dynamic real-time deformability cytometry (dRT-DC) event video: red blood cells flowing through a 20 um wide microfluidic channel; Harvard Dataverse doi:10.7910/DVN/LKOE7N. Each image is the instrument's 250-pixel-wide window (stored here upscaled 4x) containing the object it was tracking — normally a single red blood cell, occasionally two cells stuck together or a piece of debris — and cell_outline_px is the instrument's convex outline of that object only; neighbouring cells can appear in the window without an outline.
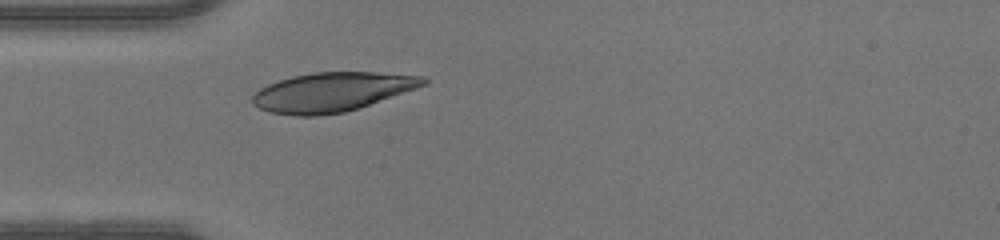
{"species": "human", "species_latin": "Homo sapiens", "temperature_condition": "warm", "stored_images_in_passage": 29, "camera_frame_rate_fps": 3000, "um_per_image_px": 0.085, "donor": {"sex": "male"}, "frame": {"image": 1, "passage_image": 1, "time_ms": 0.0, "image_size_px": [1000, 240], "cell_outline_px": [[428, 84], [360, 108], [344, 112], [316, 116], [296, 116], [268, 112], [252, 104], [252, 96], [260, 88], [268, 84], [292, 76], [312, 72], [376, 72], [424, 76], [428, 80]], "centroid_in_image_um": [28.23, 7.82], "position_along_channel_um": 56.8, "area_um2": 39.19}}
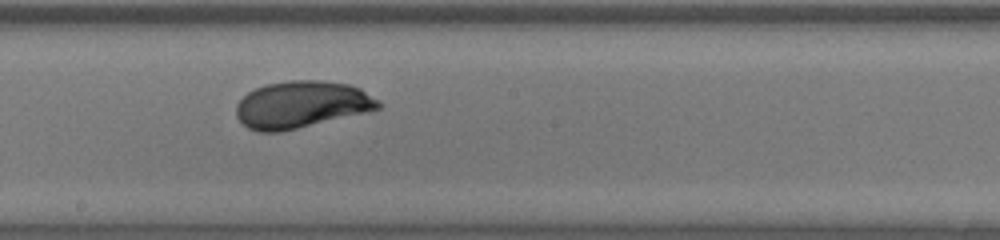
{"frame": {"image": 2, "passage_image": 13, "time_ms": 4.0, "image_size_px": [1000, 240], "cell_outline_px": [[380, 108], [364, 112], [280, 132], [260, 132], [248, 128], [236, 116], [236, 104], [248, 92], [256, 88], [268, 84], [288, 80], [320, 80], [348, 84], [360, 88], [380, 100]], "centroid_in_image_um": [25.61, 8.88], "position_along_channel_um": 222.6, "area_um2": 38.55}}
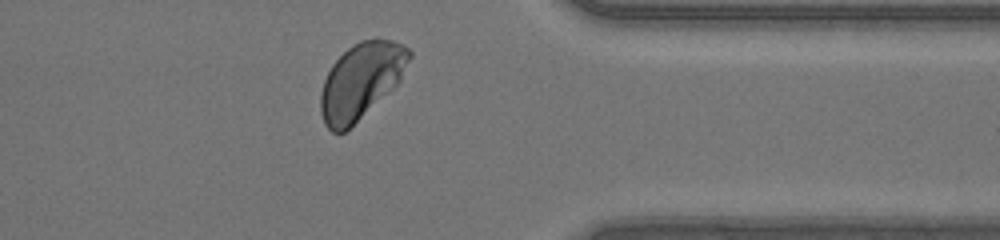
{"frame": {"image": 3, "passage_image": 25, "time_ms": 8.0, "image_size_px": [1000, 240], "cell_outline_px": [[412, 56], [400, 80], [392, 88], [344, 132], [332, 132], [324, 124], [320, 112], [320, 96], [324, 80], [332, 64], [352, 44], [360, 40], [376, 36], [392, 40], [404, 44], [412, 52]], "centroid_in_image_um": [30.69, 6.81], "position_along_channel_um": 380.7, "area_um2": 39.02}}